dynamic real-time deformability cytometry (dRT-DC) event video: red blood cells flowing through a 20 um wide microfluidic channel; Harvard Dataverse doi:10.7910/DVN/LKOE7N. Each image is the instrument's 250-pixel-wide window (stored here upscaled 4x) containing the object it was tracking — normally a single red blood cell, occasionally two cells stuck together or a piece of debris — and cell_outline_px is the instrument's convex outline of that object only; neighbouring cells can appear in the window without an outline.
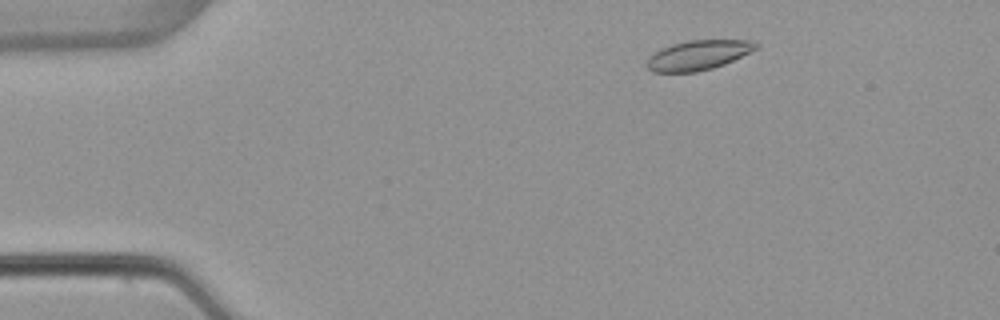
{"species": "common noctule bat (a hibernating species)", "species_latin": "Nyctalus noctula", "temperature_condition": "warm", "stored_images_in_passage": 50, "camera_frame_rate_fps": 3000, "um_per_image_px": 0.085, "animal": {"sex": "female", "body_mass_g": 22.7, "forearm_length_mm": 54.2}, "frame": {"image": 1, "passage_image": 5, "time_ms": 1.333, "image_size_px": [1000, 320], "cell_outline_px": [[760, 44], [756, 48], [724, 64], [712, 68], [696, 72], [652, 72], [644, 64], [648, 56], [660, 48], [672, 44], [688, 40], [756, 40]], "centroid_in_image_um": [59.29, 4.68], "position_along_channel_um": 25.7, "area_um2": 18.96}}
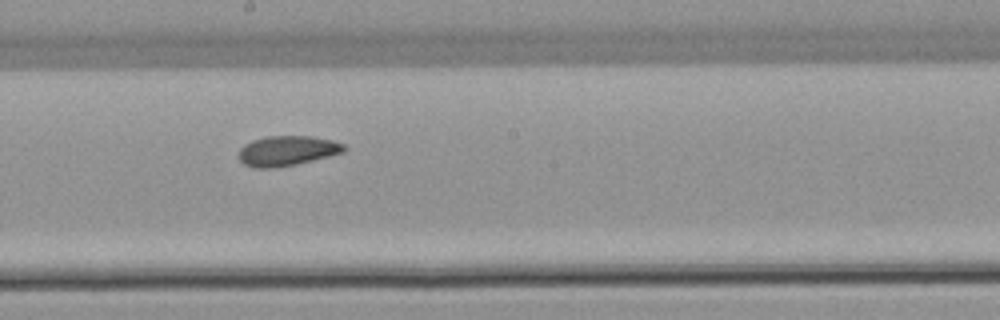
{"frame": {"image": 2, "passage_image": 26, "time_ms": 8.333, "image_size_px": [1000, 320], "cell_outline_px": [[348, 148], [344, 152], [296, 164], [272, 168], [252, 168], [244, 164], [240, 160], [240, 148], [244, 144], [252, 140], [268, 136], [312, 136], [332, 140], [344, 144]], "centroid_in_image_um": [24.41, 12.81], "position_along_channel_um": 223.8, "area_um2": 18.38}}
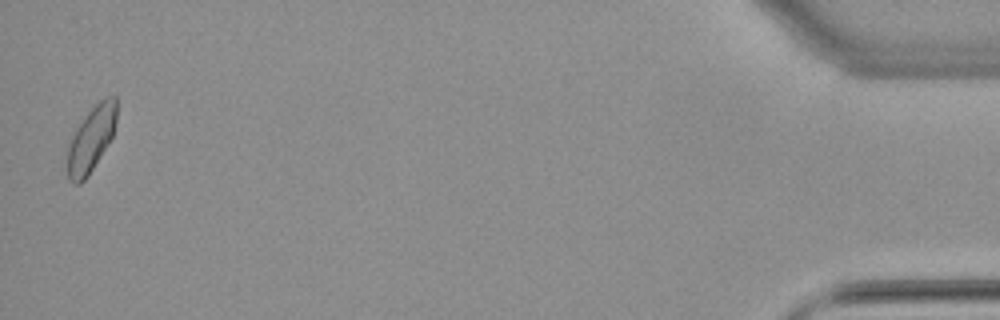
{"frame": {"image": 3, "passage_image": 49, "time_ms": 16.0, "image_size_px": [1000, 320], "cell_outline_px": [[116, 120], [112, 136], [108, 144], [88, 176], [80, 184], [72, 184], [68, 180], [68, 148], [72, 136], [76, 128], [88, 112], [104, 96], [116, 96]], "centroid_in_image_um": [7.75, 11.83], "position_along_channel_um": 427.5, "area_um2": 18.5}, "authors_computed_cell_mechanics": {"area_um2": 18.496, "velocity_mm_per_s": 3.8578, "shape_relaxation_time_tau1_ms": 7.0281, "shape_relaxation_time_tau2_ms": 3.0327, "deformation_change_tau1": 0.1174, "deformation_change_tau2": 0.0617}}